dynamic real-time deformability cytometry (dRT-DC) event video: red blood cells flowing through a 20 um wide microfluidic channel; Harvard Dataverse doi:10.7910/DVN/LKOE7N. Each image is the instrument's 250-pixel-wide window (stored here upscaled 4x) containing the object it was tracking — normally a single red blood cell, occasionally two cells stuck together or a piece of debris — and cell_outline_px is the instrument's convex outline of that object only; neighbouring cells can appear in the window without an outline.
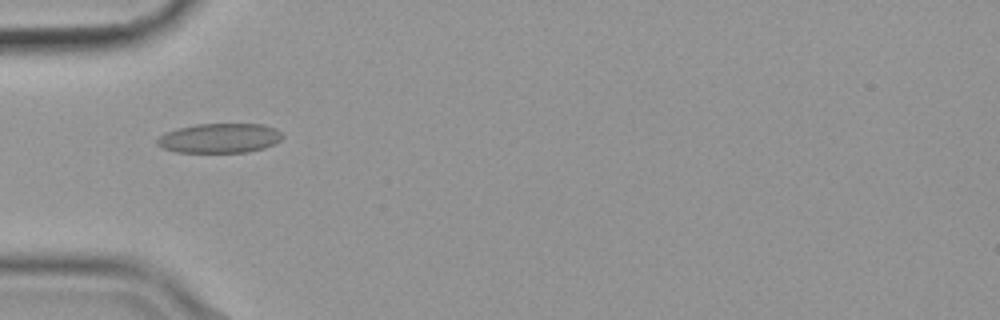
{"species": "common noctule bat (a hibernating species)", "species_latin": "Nyctalus noctula", "temperature_condition": "cold", "stored_images_in_passage": 41, "camera_frame_rate_fps": 3000, "um_per_image_px": 0.085, "animal": {"sex": "female", "body_mass_g": 19.9}, "frame": {"image": 1, "passage_image": 3, "time_ms": 0.667, "image_size_px": [1000, 320], "cell_outline_px": [[284, 136], [280, 140], [264, 148], [248, 152], [176, 152], [164, 148], [156, 144], [156, 140], [164, 132], [176, 128], [196, 124], [264, 124], [276, 128]], "centroid_in_image_um": [18.66, 11.73], "position_along_channel_um": 66.3, "area_um2": 21.68}}
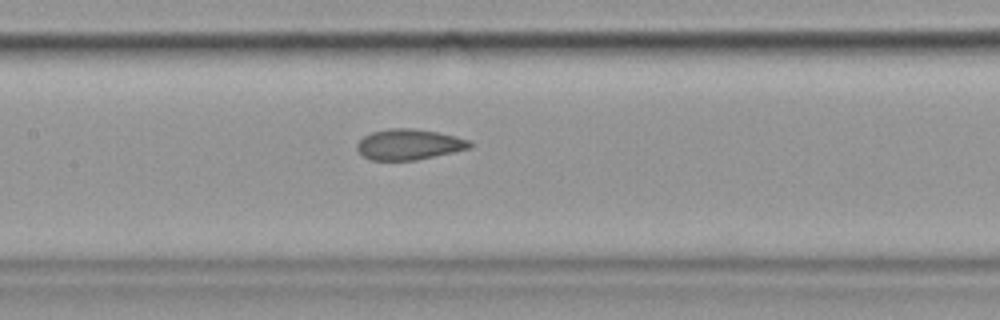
{"frame": {"image": 2, "passage_image": 12, "time_ms": 3.667, "image_size_px": [1000, 320], "cell_outline_px": [[472, 148], [416, 160], [372, 160], [364, 156], [356, 148], [356, 144], [364, 136], [372, 132], [388, 128], [412, 128], [436, 132], [456, 136], [472, 140]], "centroid_in_image_um": [34.79, 12.27], "position_along_channel_um": 172.6, "area_um2": 20.17}}
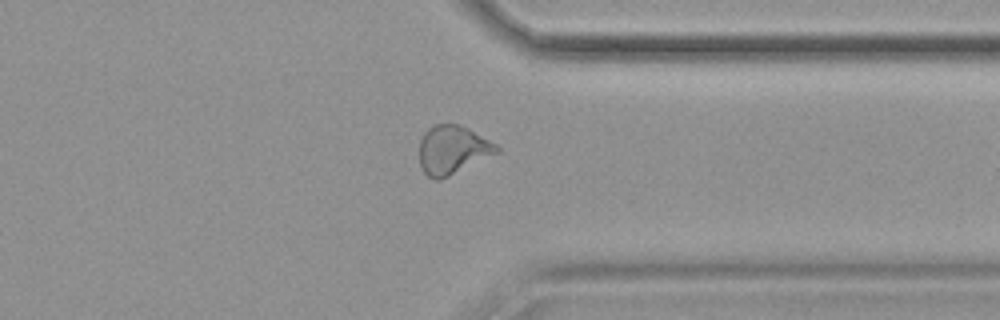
{"frame": {"image": 3, "passage_image": 29, "time_ms": 9.333, "image_size_px": [1000, 320], "cell_outline_px": [[500, 152], [440, 180], [432, 180], [424, 172], [420, 164], [420, 140], [424, 132], [428, 128], [436, 124], [460, 124], [468, 128], [496, 144], [500, 148]], "centroid_in_image_um": [38.47, 12.74], "position_along_channel_um": 372.9, "area_um2": 21.91}, "authors_computed_cell_mechanics": {"area_um2": 21.1548, "velocity_mm_per_s": 3.5611, "shape_relaxation_time_tau1_ms": null, "shape_relaxation_time_tau2_ms": 1.4029, "deformation_change_tau1": null, "deformation_change_tau2": 0.0752}}